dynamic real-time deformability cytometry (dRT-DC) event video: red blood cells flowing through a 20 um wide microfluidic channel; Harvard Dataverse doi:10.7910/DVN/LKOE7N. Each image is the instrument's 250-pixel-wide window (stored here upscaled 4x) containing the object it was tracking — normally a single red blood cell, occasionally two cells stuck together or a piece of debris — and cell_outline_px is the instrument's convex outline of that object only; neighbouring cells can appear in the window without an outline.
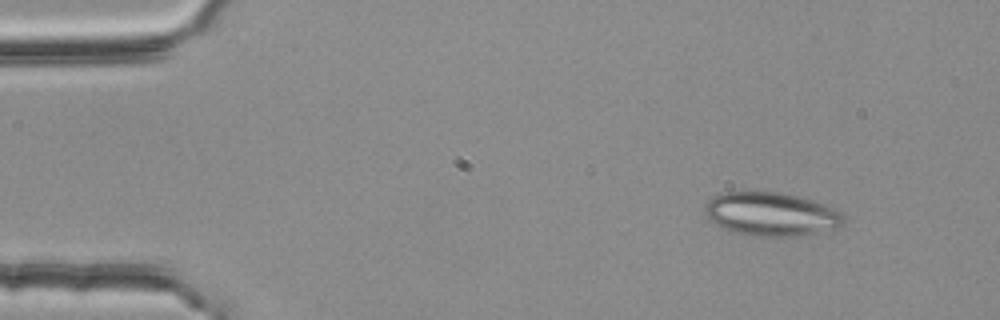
{"species": "common noctule bat (a hibernating species)", "species_latin": "Nyctalus noctula", "temperature_condition": "room temperature", "stored_images_in_passage": 50, "camera_frame_rate_fps": 3000, "um_per_image_px": 0.085, "animal": {"sex": "female", "body_mass_g": 25.1}, "frame": {"image": 1, "passage_image": 3, "time_ms": 0.667, "image_size_px": [1000, 320], "cell_outline_px": [[844, 224], [840, 228], [800, 236], [756, 236], [732, 232], [712, 224], [708, 220], [704, 212], [704, 204], [712, 196], [720, 192], [776, 192], [800, 196], [836, 208], [844, 216]], "centroid_in_image_um": [65.53, 18.21], "position_along_channel_um": 19.5, "area_um2": 35.89}}
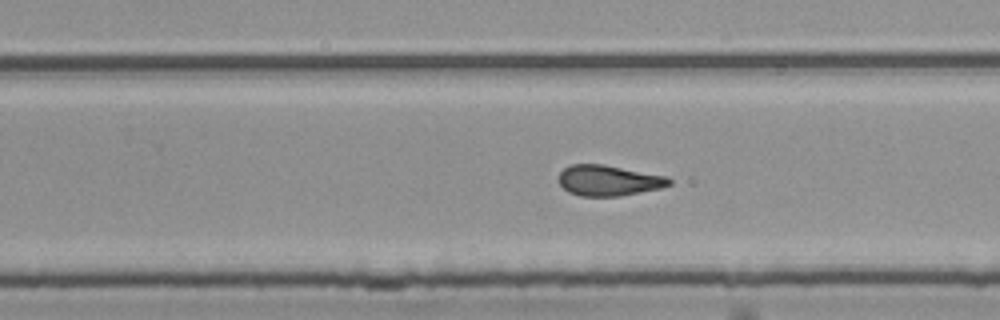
{"frame": {"image": 2, "passage_image": 31, "time_ms": 10.0, "image_size_px": [1000, 320], "cell_outline_px": [[672, 184], [660, 188], [620, 196], [580, 196], [568, 192], [556, 180], [560, 172], [564, 168], [572, 164], [604, 164], [668, 176], [672, 180]], "centroid_in_image_um": [51.73, 15.33], "position_along_channel_um": 278.1, "area_um2": 19.94}}
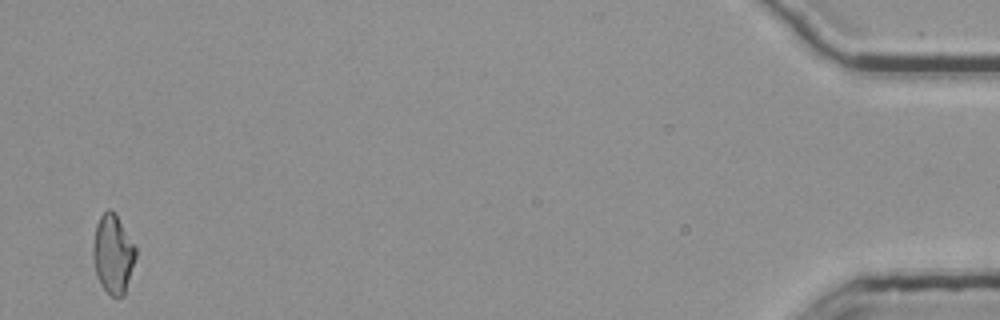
{"frame": {"image": 3, "passage_image": 50, "time_ms": 16.333, "image_size_px": [1000, 320], "cell_outline_px": [[136, 256], [124, 296], [112, 296], [100, 284], [96, 276], [92, 260], [92, 248], [96, 224], [100, 216], [108, 208], [116, 216], [136, 248]], "centroid_in_image_um": [9.57, 21.62], "position_along_channel_um": 425.6, "area_um2": 19.36}, "authors_computed_cell_mechanics": {"area_um2": 20.3167, "velocity_mm_per_s": 3.774, "shape_relaxation_time_tau1_ms": null, "shape_relaxation_time_tau2_ms": 2.4773, "deformation_change_tau1": null, "deformation_change_tau2": 0.1075}}